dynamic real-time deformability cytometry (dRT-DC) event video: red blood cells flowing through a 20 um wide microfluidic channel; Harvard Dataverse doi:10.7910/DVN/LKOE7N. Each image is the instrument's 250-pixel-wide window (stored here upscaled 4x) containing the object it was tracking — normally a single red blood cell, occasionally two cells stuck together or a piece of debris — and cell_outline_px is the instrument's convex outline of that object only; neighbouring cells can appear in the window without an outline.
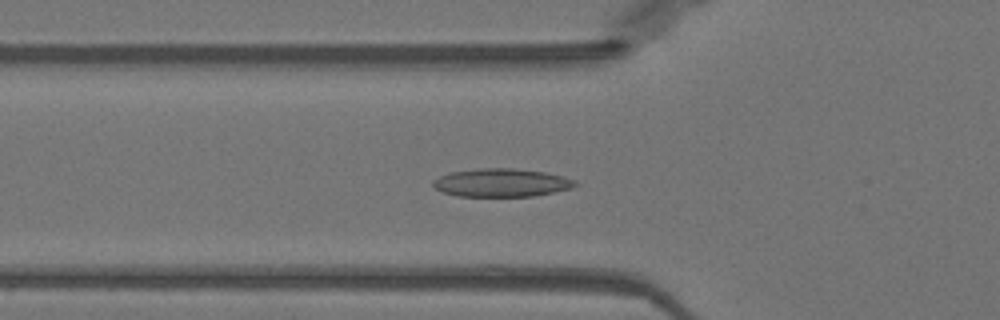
{"species": "Egyptian fruit bat (a non-hibernating species)", "species_latin": "Rousettus aegyptiacus", "temperature_condition": "warm", "stored_images_in_passage": 50, "camera_frame_rate_fps": 3000, "um_per_image_px": 0.085, "animal": {"sex": "female"}, "frame": {"image": 1, "passage_image": 17, "time_ms": 5.333, "image_size_px": [1000, 320], "cell_outline_px": [[580, 184], [572, 188], [532, 196], [460, 196], [444, 192], [436, 188], [432, 184], [432, 180], [448, 172], [476, 168], [512, 168], [544, 172], [564, 176], [576, 180]], "centroid_in_image_um": [42.64, 15.51], "position_along_channel_um": 83.2, "area_um2": 23.41}}
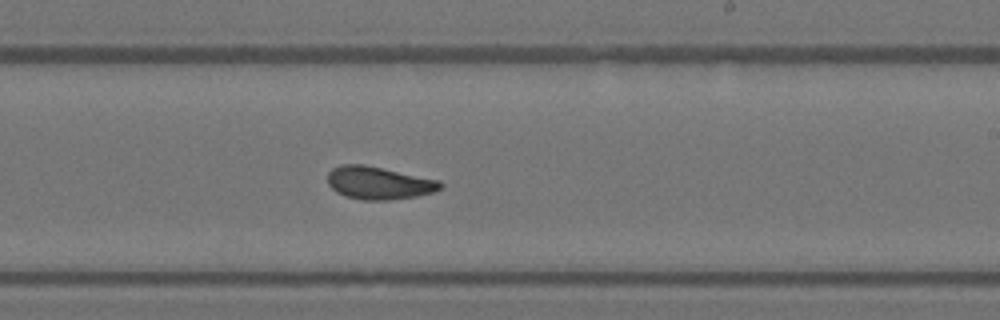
{"frame": {"image": 2, "passage_image": 30, "time_ms": 9.667, "image_size_px": [1000, 320], "cell_outline_px": [[444, 184], [440, 188], [432, 192], [416, 196], [388, 200], [364, 200], [344, 196], [336, 192], [328, 184], [328, 172], [332, 168], [340, 164], [364, 164], [440, 180]], "centroid_in_image_um": [32.17, 15.54], "position_along_channel_um": 256.8, "area_um2": 21.56}}
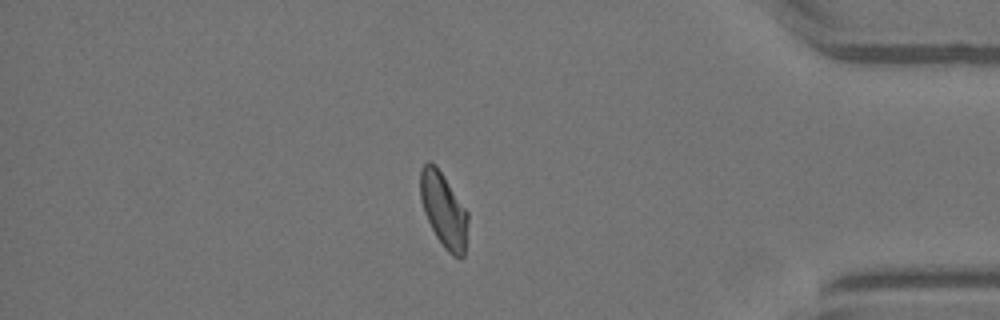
{"frame": {"image": 3, "passage_image": 43, "time_ms": 14.0, "image_size_px": [1000, 320], "cell_outline_px": [[468, 220], [464, 256], [460, 260], [452, 256], [444, 248], [436, 236], [424, 212], [420, 200], [420, 168], [428, 160], [436, 164], [468, 212]], "centroid_in_image_um": [37.71, 17.85], "position_along_channel_um": 397.5, "area_um2": 20.87}, "authors_computed_cell_mechanics": {"area_um2": 21.5594, "velocity_mm_per_s": 3.9942, "shape_relaxation_time_tau1_ms": null, "shape_relaxation_time_tau2_ms": 1.6971, "deformation_change_tau1": null, "deformation_change_tau2": 0.0652}}